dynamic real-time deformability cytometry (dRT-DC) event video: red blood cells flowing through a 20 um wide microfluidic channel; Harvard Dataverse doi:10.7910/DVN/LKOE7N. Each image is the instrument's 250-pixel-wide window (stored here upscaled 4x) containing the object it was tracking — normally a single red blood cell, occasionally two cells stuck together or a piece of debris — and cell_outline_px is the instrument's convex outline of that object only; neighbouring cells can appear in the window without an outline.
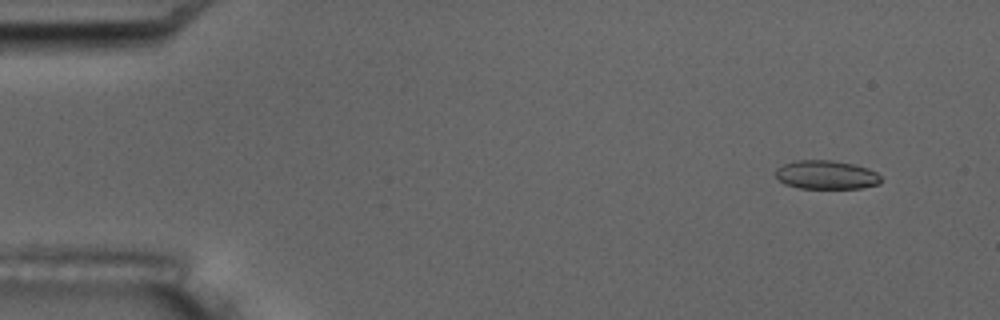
{"species": "common noctule bat (a hibernating species)", "species_latin": "Nyctalus noctula", "temperature_condition": "room temperature", "stored_images_in_passage": 10, "camera_frame_rate_fps": 3000, "um_per_image_px": 0.085, "animal": {"sex": "male", "body_mass_g": 17.5, "forearm_length_mm": 52.3}, "frame": {"image": 1, "passage_image": 2, "time_ms": 1.0, "image_size_px": [1000, 320], "cell_outline_px": [[880, 184], [860, 188], [800, 188], [784, 184], [776, 176], [776, 168], [784, 164], [796, 160], [832, 160], [852, 164], [868, 168], [876, 172], [880, 176]], "centroid_in_image_um": [70.23, 14.86], "position_along_channel_um": 14.8, "area_um2": 17.57}}
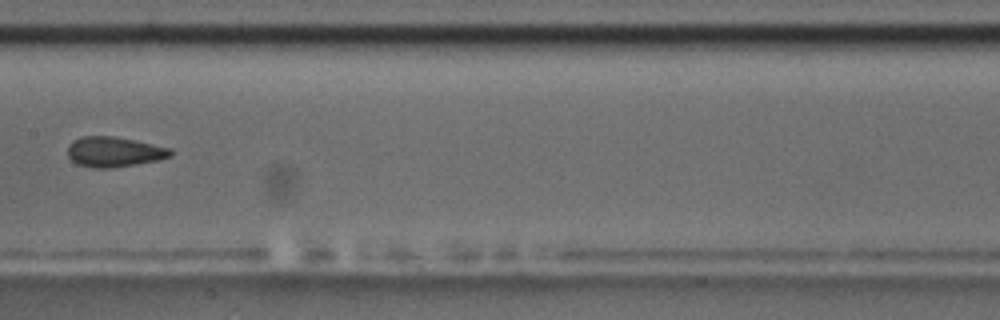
{"frame": {"image": 2, "passage_image": 9, "time_ms": 9.333, "image_size_px": [1000, 320], "cell_outline_px": [[172, 156], [156, 160], [136, 164], [112, 168], [92, 168], [76, 164], [68, 156], [68, 144], [72, 140], [80, 136], [112, 136], [172, 148]], "centroid_in_image_um": [9.66, 12.91], "position_along_channel_um": 197.7, "area_um2": 18.09}}